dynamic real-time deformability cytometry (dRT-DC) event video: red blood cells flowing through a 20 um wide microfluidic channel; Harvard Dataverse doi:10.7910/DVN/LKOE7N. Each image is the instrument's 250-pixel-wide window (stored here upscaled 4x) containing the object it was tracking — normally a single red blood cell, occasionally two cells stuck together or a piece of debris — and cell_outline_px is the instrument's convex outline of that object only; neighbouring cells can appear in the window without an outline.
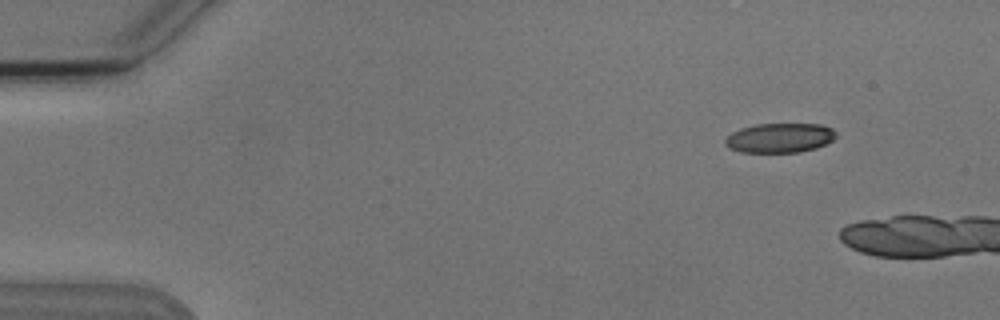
{"species": "Egyptian fruit bat (a non-hibernating species)", "species_latin": "Rousettus aegyptiacus", "temperature_condition": "cold", "stored_images_in_passage": 6, "camera_frame_rate_fps": 3000, "um_per_image_px": 0.085, "animal": {"sex": "male"}, "frame": {"image": 1, "passage_image": 2, "time_ms": 1.0, "image_size_px": [1000, 320], "cell_outline_px": [[836, 136], [832, 140], [816, 148], [800, 152], [740, 152], [728, 148], [724, 144], [724, 140], [732, 132], [740, 128], [756, 124], [820, 124], [832, 128], [836, 132]], "centroid_in_image_um": [66.25, 11.72], "position_along_channel_um": 18.7, "area_um2": 19.13}}